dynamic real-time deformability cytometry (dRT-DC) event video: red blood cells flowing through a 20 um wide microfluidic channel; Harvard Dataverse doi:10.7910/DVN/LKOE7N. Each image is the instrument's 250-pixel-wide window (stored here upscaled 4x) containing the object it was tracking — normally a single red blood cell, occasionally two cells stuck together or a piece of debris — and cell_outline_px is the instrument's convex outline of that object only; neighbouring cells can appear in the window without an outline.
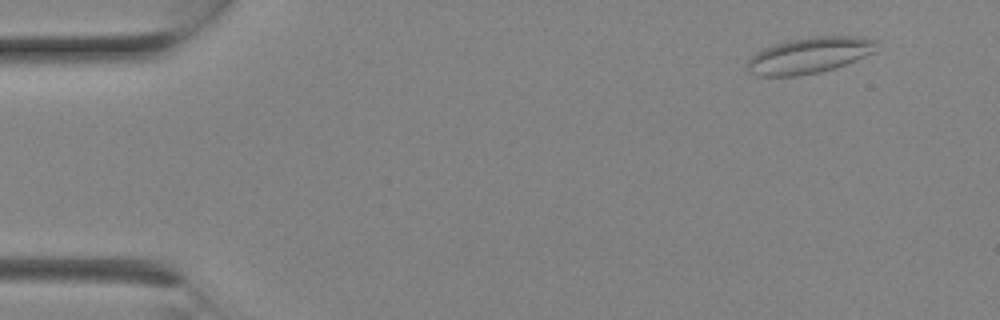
{"species": "Egyptian fruit bat (a non-hibernating species)", "species_latin": "Rousettus aegyptiacus", "temperature_condition": "room temperature", "stored_images_in_passage": 9, "camera_frame_rate_fps": 3000, "um_per_image_px": 0.085, "animal": {"sex": "female"}, "frame": {"image": 1, "passage_image": 2, "time_ms": 0.333, "image_size_px": [1000, 320], "cell_outline_px": [[880, 40], [876, 52], [844, 64], [820, 72], [800, 76], [760, 76], [748, 72], [748, 60], [756, 52], [764, 48], [788, 40], [816, 36], [852, 36]], "centroid_in_image_um": [68.83, 4.7], "position_along_channel_um": 16.2, "area_um2": 27.11}}
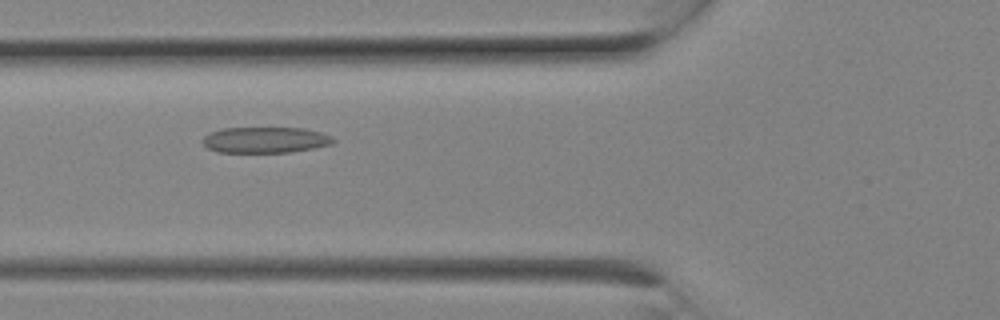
{"frame": {"image": 2, "passage_image": 8, "time_ms": 2.333, "image_size_px": [1000, 320], "cell_outline_px": [[336, 140], [332, 144], [292, 152], [216, 152], [208, 148], [204, 144], [204, 136], [208, 132], [224, 128], [300, 128], [320, 132], [332, 136]], "centroid_in_image_um": [22.55, 11.89], "position_along_channel_um": 103.3, "area_um2": 19.65}}
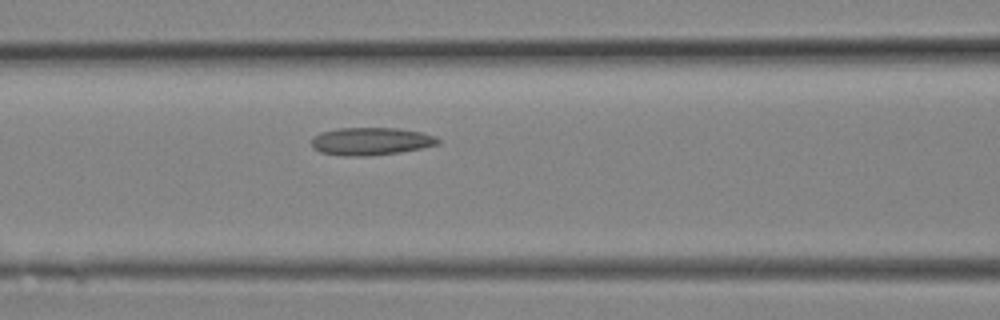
{"frame": {"image": 3, "passage_image": 9, "time_ms": 2.667, "image_size_px": [1000, 320], "cell_outline_px": [[440, 144], [400, 152], [368, 156], [344, 156], [320, 152], [312, 148], [312, 140], [320, 132], [336, 128], [400, 128], [420, 132], [436, 136], [440, 140]], "centroid_in_image_um": [31.53, 12.01], "position_along_channel_um": 135.1, "area_um2": 20.46}}